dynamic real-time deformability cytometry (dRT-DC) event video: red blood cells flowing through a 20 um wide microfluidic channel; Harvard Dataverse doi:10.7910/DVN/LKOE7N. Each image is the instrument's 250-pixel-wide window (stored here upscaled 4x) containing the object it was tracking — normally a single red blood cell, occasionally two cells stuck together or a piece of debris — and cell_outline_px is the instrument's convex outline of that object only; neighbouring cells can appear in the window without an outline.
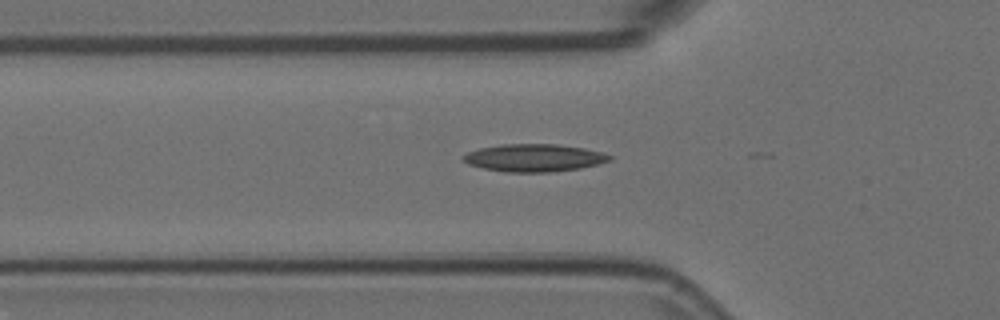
{"species": "Egyptian fruit bat (a non-hibernating species)", "species_latin": "Rousettus aegyptiacus", "temperature_condition": "room temperature", "stored_images_in_passage": 34, "camera_frame_rate_fps": 3000, "um_per_image_px": 0.085, "animal": {"sex": "female"}, "frame": {"image": 1, "passage_image": 7, "time_ms": 2.0, "image_size_px": [1000, 320], "cell_outline_px": [[612, 160], [600, 164], [580, 168], [548, 172], [504, 172], [484, 168], [468, 164], [460, 156], [468, 152], [480, 148], [500, 144], [556, 144], [584, 148], [604, 152], [612, 156]], "centroid_in_image_um": [45.42, 13.41], "position_along_channel_um": 80.4, "area_um2": 23.64}}
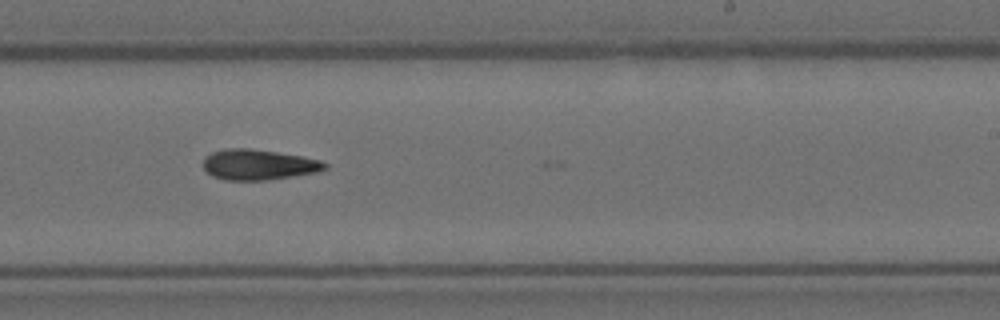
{"frame": {"image": 2, "passage_image": 22, "time_ms": 7.0, "image_size_px": [1000, 320], "cell_outline_px": [[328, 168], [320, 172], [268, 180], [224, 180], [212, 176], [204, 168], [204, 160], [212, 152], [224, 148], [248, 148], [276, 152], [300, 156], [320, 160], [328, 164]], "centroid_in_image_um": [22.01, 14.0], "position_along_channel_um": 267.0, "area_um2": 21.62}}
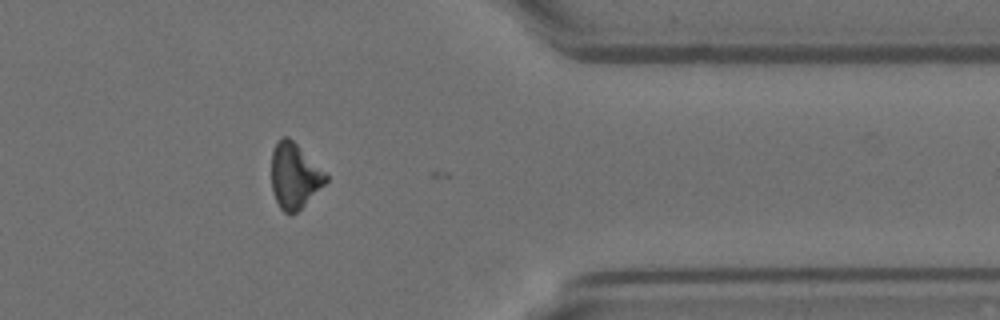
{"frame": {"image": 3, "passage_image": 33, "time_ms": 10.667, "image_size_px": [1000, 320], "cell_outline_px": [[328, 180], [296, 212], [284, 212], [280, 208], [272, 192], [272, 152], [276, 144], [284, 136], [288, 136], [328, 176]], "centroid_in_image_um": [25.0, 14.95], "position_along_channel_um": 386.4, "area_um2": 19.94}, "authors_computed_cell_mechanics": {"area_um2": 21.3282, "velocity_mm_per_s": 3.719, "shape_relaxation_time_tau1_ms": null, "shape_relaxation_time_tau2_ms": 3.8217, "deformation_change_tau1": null, "deformation_change_tau2": 0.1267}}